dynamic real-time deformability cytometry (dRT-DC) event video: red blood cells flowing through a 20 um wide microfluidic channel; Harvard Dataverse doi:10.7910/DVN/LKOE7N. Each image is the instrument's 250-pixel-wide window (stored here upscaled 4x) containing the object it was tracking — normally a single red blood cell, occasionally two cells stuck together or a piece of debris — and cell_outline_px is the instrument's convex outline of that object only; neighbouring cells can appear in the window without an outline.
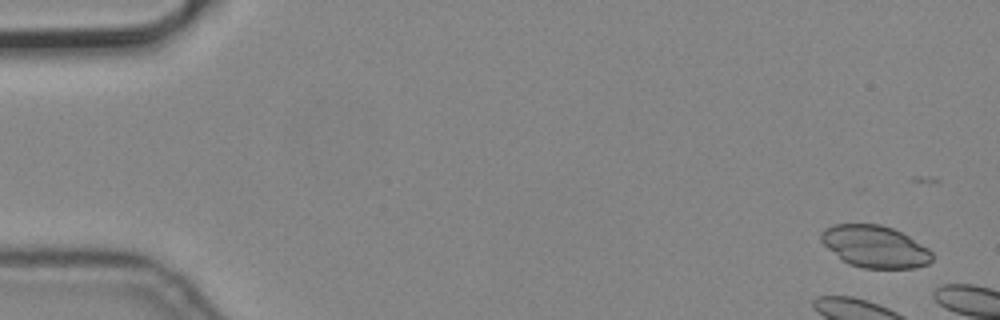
{"species": "common noctule bat (a hibernating species)", "species_latin": "Nyctalus noctula", "temperature_condition": "cold", "stored_images_in_passage": 3, "camera_frame_rate_fps": 3000, "um_per_image_px": 0.085, "animal": {"sex": "male", "body_mass_g": 19.2, "forearm_length_mm": 51.8}, "frame": {"image": 1, "passage_image": 1, "time_ms": 0.0, "image_size_px": [1000, 320], "cell_outline_px": [[932, 260], [928, 264], [912, 268], [864, 268], [848, 264], [828, 248], [820, 240], [820, 232], [824, 228], [832, 224], [880, 224], [892, 228], [908, 236], [928, 248], [932, 252]], "centroid_in_image_um": [74.35, 20.95], "position_along_channel_um": 10.7, "area_um2": 27.11}}